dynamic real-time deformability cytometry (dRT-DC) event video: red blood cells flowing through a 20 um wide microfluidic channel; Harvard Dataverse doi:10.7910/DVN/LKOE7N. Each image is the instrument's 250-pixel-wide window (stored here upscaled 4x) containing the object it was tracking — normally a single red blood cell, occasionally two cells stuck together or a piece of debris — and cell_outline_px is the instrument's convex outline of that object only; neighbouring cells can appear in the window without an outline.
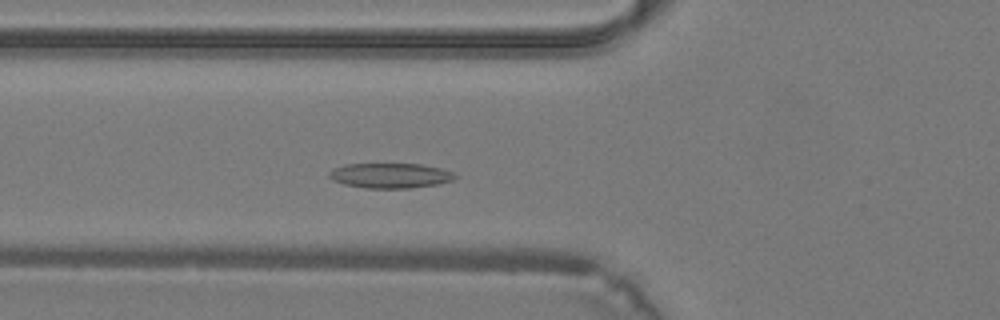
{"species": "common noctule bat (a hibernating species)", "species_latin": "Nyctalus noctula", "temperature_condition": "warm", "stored_images_in_passage": 34, "camera_frame_rate_fps": 3000, "um_per_image_px": 0.085, "animal": {"sex": "male", "body_mass_g": 19.2, "forearm_length_mm": 51.8}, "frame": {"image": 1, "passage_image": 9, "time_ms": 2.667, "image_size_px": [1000, 320], "cell_outline_px": [[460, 176], [452, 180], [440, 184], [408, 188], [368, 188], [344, 184], [332, 180], [328, 176], [328, 172], [332, 168], [344, 164], [420, 164], [440, 168], [452, 172]], "centroid_in_image_um": [33.16, 14.92], "position_along_channel_um": 92.6, "area_um2": 18.44}}
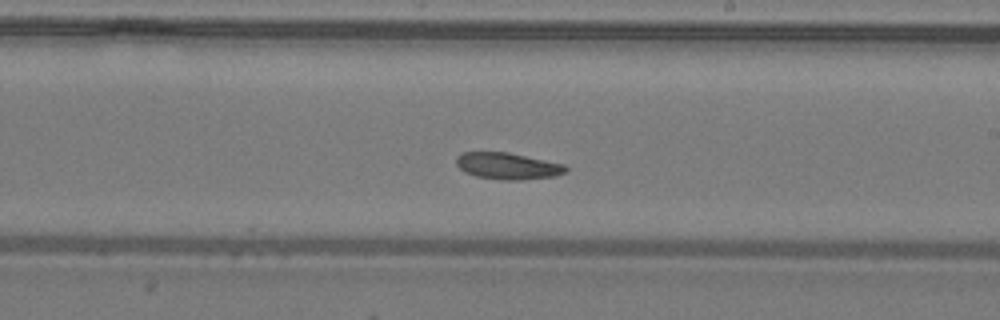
{"frame": {"image": 2, "passage_image": 18, "time_ms": 5.667, "image_size_px": [1000, 320], "cell_outline_px": [[568, 172], [556, 176], [520, 180], [504, 180], [476, 176], [464, 172], [456, 164], [456, 156], [460, 152], [508, 152], [564, 164], [568, 168]], "centroid_in_image_um": [43.16, 14.11], "position_along_channel_um": 245.8, "area_um2": 17.11}}
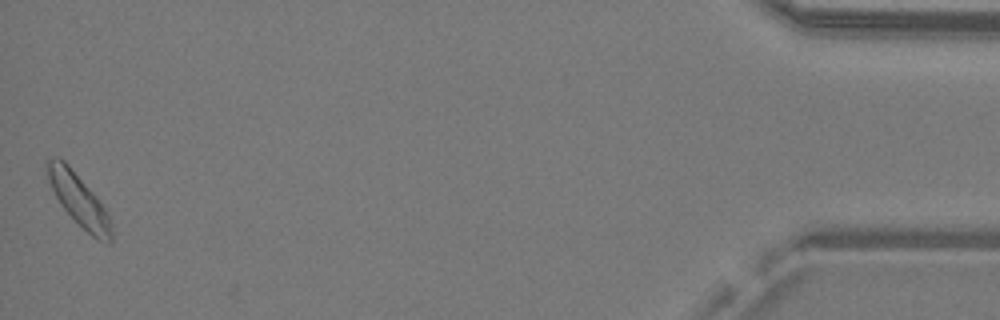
{"frame": {"image": 3, "passage_image": 34, "time_ms": 11.0, "image_size_px": [1000, 320], "cell_outline_px": [[112, 240], [108, 244], [92, 236], [60, 204], [48, 180], [44, 164], [44, 160], [56, 156], [64, 160], [68, 164], [92, 192], [108, 212], [112, 224]], "centroid_in_image_um": [6.68, 16.95], "position_along_channel_um": 428.5, "area_um2": 19.19}}